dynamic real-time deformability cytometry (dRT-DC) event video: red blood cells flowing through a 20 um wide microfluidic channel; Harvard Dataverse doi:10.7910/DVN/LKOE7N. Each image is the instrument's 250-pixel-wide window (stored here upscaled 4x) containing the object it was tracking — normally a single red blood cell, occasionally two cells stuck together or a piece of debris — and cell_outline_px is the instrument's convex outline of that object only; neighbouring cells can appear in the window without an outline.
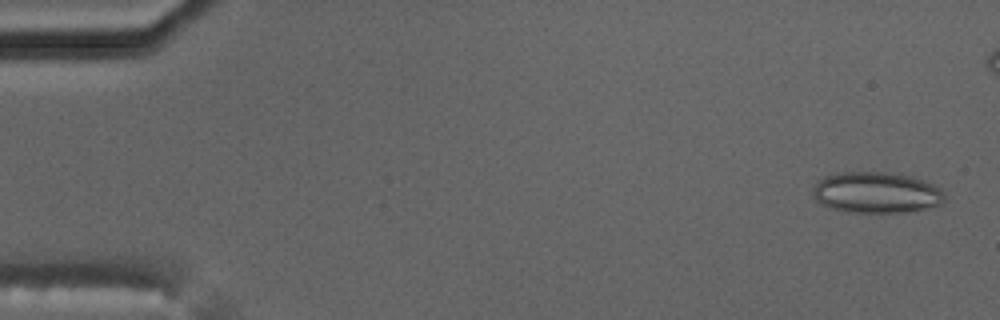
{"species": "common noctule bat (a hibernating species)", "species_latin": "Nyctalus noctula", "temperature_condition": "cold", "stored_images_in_passage": 6, "camera_frame_rate_fps": 3000, "um_per_image_px": 0.085, "animal": {"sex": "male", "body_mass_g": 17.5, "forearm_length_mm": 52.3}, "frame": {"image": 1, "passage_image": 1, "time_ms": 0.0, "image_size_px": [1000, 320], "cell_outline_px": [[944, 200], [940, 204], [908, 212], [848, 212], [832, 208], [820, 204], [812, 196], [812, 188], [816, 180], [824, 176], [844, 172], [884, 172], [912, 176], [924, 180], [944, 188]], "centroid_in_image_um": [74.47, 16.36], "position_along_channel_um": 10.5, "area_um2": 31.85}}